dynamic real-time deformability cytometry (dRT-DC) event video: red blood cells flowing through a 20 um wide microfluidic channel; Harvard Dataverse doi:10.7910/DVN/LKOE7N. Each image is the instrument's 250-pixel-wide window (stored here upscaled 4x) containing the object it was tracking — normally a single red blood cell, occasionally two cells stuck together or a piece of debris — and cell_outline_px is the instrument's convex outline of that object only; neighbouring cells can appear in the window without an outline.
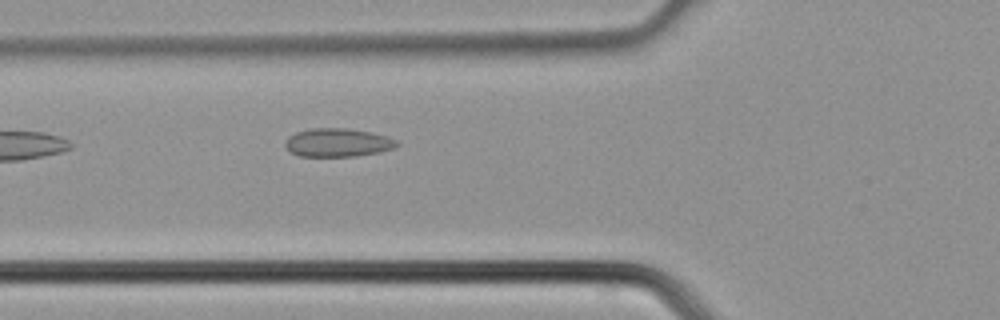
{"species": "common noctule bat (a hibernating species)", "species_latin": "Nyctalus noctula", "temperature_condition": "cold", "stored_images_in_passage": 4, "camera_frame_rate_fps": 3000, "um_per_image_px": 0.085, "animal": {"sex": "male", "body_mass_g": 21.5, "forearm_length_mm": 52.0}, "frame": {"image": 1, "passage_image": 4, "time_ms": 1.0, "image_size_px": [1000, 320], "cell_outline_px": [[400, 144], [392, 148], [376, 152], [356, 156], [300, 156], [284, 148], [284, 140], [288, 136], [296, 132], [312, 128], [348, 128], [368, 132], [384, 136], [396, 140]], "centroid_in_image_um": [28.62, 12.11], "position_along_channel_um": 97.2, "area_um2": 18.32}}